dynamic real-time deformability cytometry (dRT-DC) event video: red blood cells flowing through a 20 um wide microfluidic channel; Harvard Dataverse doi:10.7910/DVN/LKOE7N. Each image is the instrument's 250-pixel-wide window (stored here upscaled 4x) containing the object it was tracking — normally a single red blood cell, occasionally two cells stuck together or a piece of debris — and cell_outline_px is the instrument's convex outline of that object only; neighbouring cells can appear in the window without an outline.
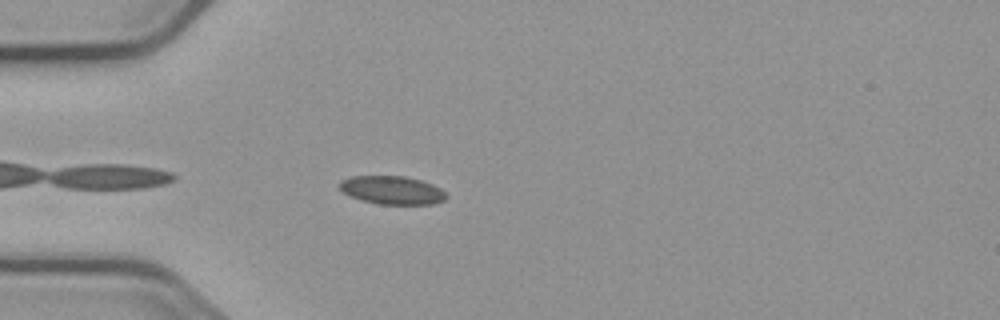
{"species": "common noctule bat (a hibernating species)", "species_latin": "Nyctalus noctula", "temperature_condition": "cold", "stored_images_in_passage": 3, "camera_frame_rate_fps": 3000, "um_per_image_px": 0.085, "animal": {"sex": "male", "body_mass_g": 23.1, "forearm_length_mm": 52.7}, "frame": {"image": 1, "passage_image": 3, "time_ms": 2.333, "image_size_px": [1000, 320], "cell_outline_px": [[448, 196], [444, 200], [432, 204], [376, 204], [352, 196], [344, 192], [340, 188], [340, 180], [352, 176], [404, 176], [420, 180], [432, 184], [440, 188]], "centroid_in_image_um": [33.34, 16.16], "position_along_channel_um": 51.7, "area_um2": 17.4}}